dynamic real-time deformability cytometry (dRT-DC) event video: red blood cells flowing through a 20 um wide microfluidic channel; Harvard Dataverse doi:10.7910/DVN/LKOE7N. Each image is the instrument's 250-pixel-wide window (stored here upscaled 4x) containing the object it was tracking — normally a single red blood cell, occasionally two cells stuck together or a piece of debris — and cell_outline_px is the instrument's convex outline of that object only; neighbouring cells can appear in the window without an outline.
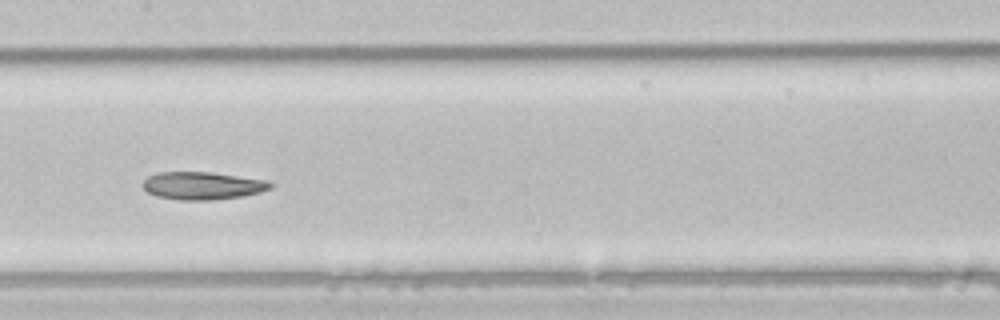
{"species": "common noctule bat (a hibernating species)", "species_latin": "Nyctalus noctula", "temperature_condition": "room temperature", "stored_images_in_passage": 14, "camera_frame_rate_fps": 3000, "um_per_image_px": 0.085, "animal": {"sex": "male", "body_mass_g": 21.5, "forearm_length_mm": 52.0}, "frame": {"image": 1, "passage_image": 7, "time_ms": 2.0, "image_size_px": [1000, 320], "cell_outline_px": [[272, 188], [260, 192], [244, 196], [212, 200], [176, 200], [156, 196], [148, 192], [144, 188], [144, 180], [148, 176], [160, 172], [212, 172], [268, 180], [272, 184]], "centroid_in_image_um": [17.24, 15.78], "position_along_channel_um": 190.2, "area_um2": 20.69}}